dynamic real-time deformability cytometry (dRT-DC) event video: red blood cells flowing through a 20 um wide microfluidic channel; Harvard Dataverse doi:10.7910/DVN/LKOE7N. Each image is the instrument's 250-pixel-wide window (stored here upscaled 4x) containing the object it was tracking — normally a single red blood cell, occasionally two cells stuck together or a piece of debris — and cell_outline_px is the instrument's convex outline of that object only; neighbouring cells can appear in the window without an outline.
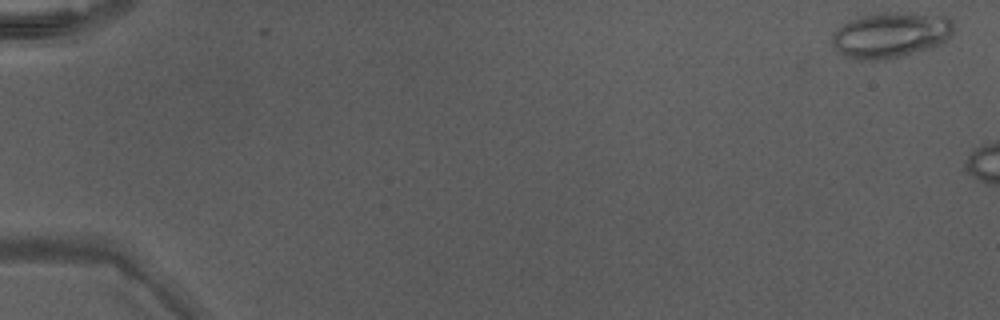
{"species": "Egyptian fruit bat (a non-hibernating species)", "species_latin": "Rousettus aegyptiacus", "temperature_condition": "warm", "stored_images_in_passage": 3, "camera_frame_rate_fps": 3000, "um_per_image_px": 0.085, "animal": {"sex": "male"}, "frame": {"image": 1, "passage_image": 1, "time_ms": 0.0, "image_size_px": [1000, 320], "cell_outline_px": [[956, 28], [952, 36], [948, 40], [940, 44], [928, 48], [900, 56], [880, 60], [856, 60], [844, 56], [832, 44], [832, 36], [836, 28], [848, 20], [860, 16], [876, 12], [896, 12], [948, 16], [952, 20]], "centroid_in_image_um": [75.72, 2.95], "position_along_channel_um": 9.3, "area_um2": 32.71}}